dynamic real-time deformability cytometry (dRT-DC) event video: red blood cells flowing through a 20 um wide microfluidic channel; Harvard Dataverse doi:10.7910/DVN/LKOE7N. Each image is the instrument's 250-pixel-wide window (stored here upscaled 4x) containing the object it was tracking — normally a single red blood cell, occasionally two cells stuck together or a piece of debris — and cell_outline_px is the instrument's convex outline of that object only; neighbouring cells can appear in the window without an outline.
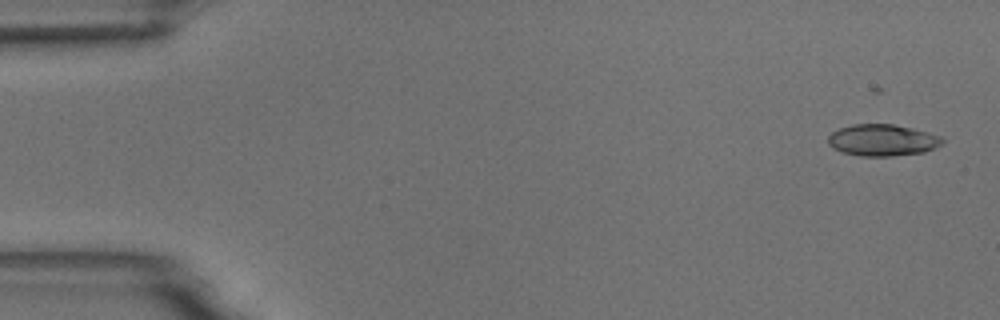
{"species": "common noctule bat (a hibernating species)", "species_latin": "Nyctalus noctula", "temperature_condition": "room temperature", "stored_images_in_passage": 4, "camera_frame_rate_fps": 3000, "um_per_image_px": 0.085, "animal": {"sex": "male", "body_mass_g": 18.8}, "frame": {"image": 1, "passage_image": 1, "time_ms": 0.0, "image_size_px": [1000, 320], "cell_outline_px": [[944, 140], [940, 144], [924, 152], [892, 156], [860, 156], [840, 152], [832, 148], [828, 144], [828, 136], [832, 132], [840, 128], [852, 124], [892, 124], [912, 128], [940, 136]], "centroid_in_image_um": [74.95, 11.92], "position_along_channel_um": 10.1, "area_um2": 20.98}}